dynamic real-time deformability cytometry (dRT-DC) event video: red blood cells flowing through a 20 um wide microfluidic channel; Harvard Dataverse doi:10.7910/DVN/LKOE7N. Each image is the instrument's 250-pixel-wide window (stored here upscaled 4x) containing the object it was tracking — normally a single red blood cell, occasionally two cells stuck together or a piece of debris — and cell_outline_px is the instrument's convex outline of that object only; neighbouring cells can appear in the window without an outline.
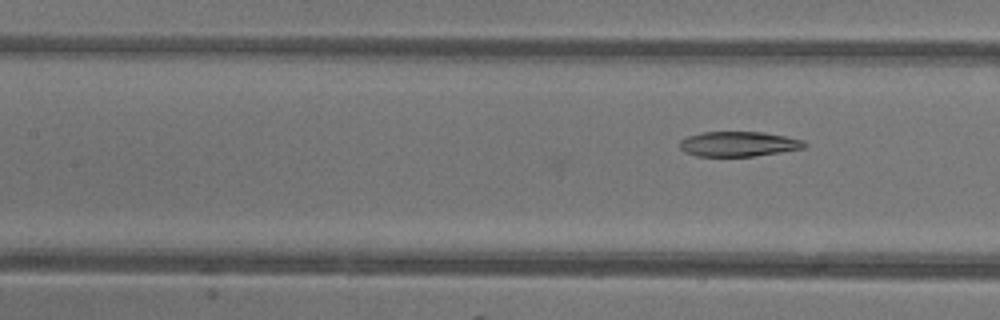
{"species": "common noctule bat (a hibernating species)", "species_latin": "Nyctalus noctula", "temperature_condition": "warm", "stored_images_in_passage": 10, "camera_frame_rate_fps": 3000, "um_per_image_px": 0.085, "animal": {"sex": "female"}, "frame": {"image": 1, "passage_image": 10, "time_ms": 3.0, "image_size_px": [1000, 320], "cell_outline_px": [[808, 144], [804, 148], [780, 152], [752, 156], [696, 156], [684, 152], [680, 148], [680, 140], [688, 136], [704, 132], [764, 132], [804, 140]], "centroid_in_image_um": [62.78, 12.24], "position_along_channel_um": 144.6, "area_um2": 18.09}}